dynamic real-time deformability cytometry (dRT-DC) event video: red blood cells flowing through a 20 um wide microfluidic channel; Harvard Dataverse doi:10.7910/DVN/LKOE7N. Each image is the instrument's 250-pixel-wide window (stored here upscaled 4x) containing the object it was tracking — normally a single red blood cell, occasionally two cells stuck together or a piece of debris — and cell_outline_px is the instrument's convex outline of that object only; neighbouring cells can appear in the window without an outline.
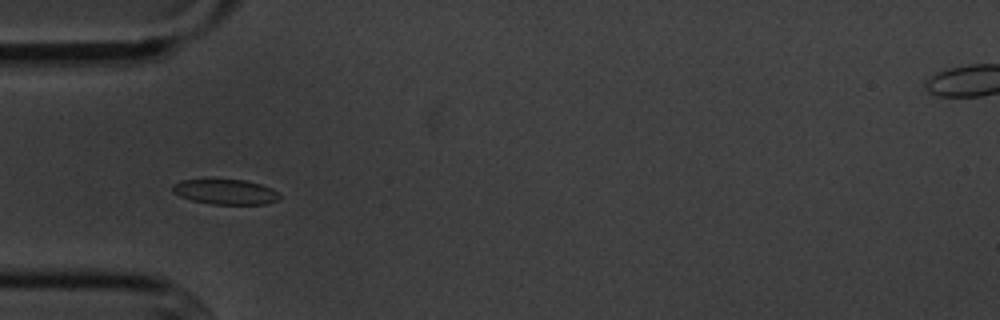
{"species": "common noctule bat (a hibernating species)", "species_latin": "Nyctalus noctula", "temperature_condition": "cold", "stored_images_in_passage": 6, "camera_frame_rate_fps": 3000, "um_per_image_px": 0.085, "animal": {"sex": "male", "body_mass_g": 20.1, "forearm_length_mm": 53.5}, "frame": {"image": 1, "passage_image": 5, "time_ms": 5.333, "image_size_px": [1000, 320], "cell_outline_px": [[280, 200], [268, 204], [212, 204], [192, 200], [180, 196], [172, 192], [172, 184], [180, 180], [244, 180], [260, 184], [272, 188], [280, 196]], "centroid_in_image_um": [19.17, 16.31], "position_along_channel_um": 65.8, "area_um2": 15.61}}
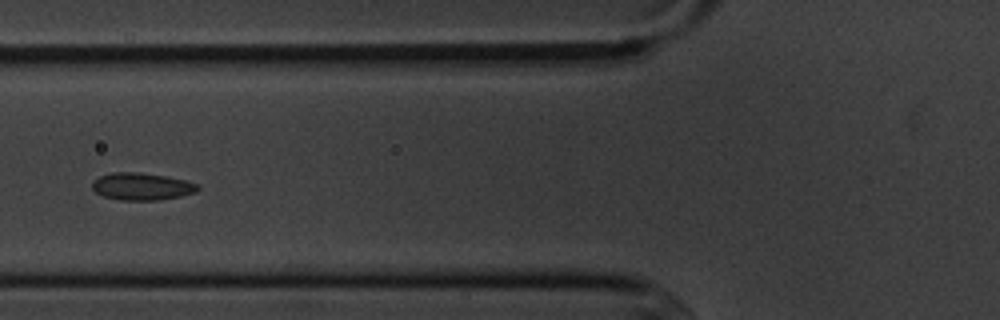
{"frame": {"image": 2, "passage_image": 6, "time_ms": 6.667, "image_size_px": [1000, 320], "cell_outline_px": [[200, 188], [196, 192], [180, 196], [160, 200], [120, 200], [104, 196], [96, 192], [92, 188], [92, 180], [100, 176], [112, 172], [140, 172], [164, 176], [184, 180], [200, 184]], "centroid_in_image_um": [12.05, 15.85], "position_along_channel_um": 113.7, "area_um2": 16.82}}